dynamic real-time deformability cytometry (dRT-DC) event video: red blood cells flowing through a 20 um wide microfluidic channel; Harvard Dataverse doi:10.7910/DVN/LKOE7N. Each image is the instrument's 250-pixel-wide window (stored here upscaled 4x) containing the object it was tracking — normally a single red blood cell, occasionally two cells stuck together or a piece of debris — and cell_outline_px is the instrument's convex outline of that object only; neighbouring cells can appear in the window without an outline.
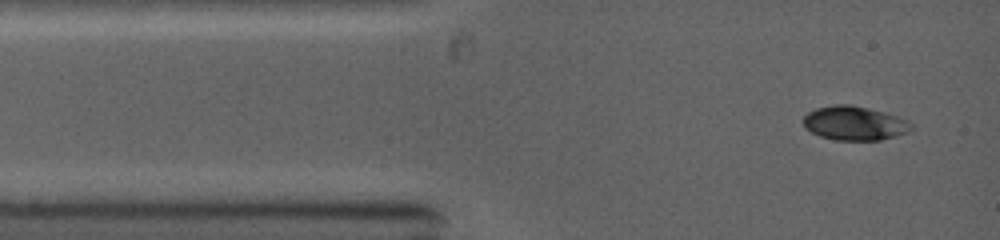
{"species": "common noctule bat (a hibernating species)", "species_latin": "Nyctalus noctula", "temperature_condition": "warm", "stored_images_in_passage": 39, "camera_frame_rate_fps": 5000, "um_per_image_px": 0.085, "animal": {"sex": "female", "body_mass_g": 19.0, "forearm_length_mm": 53.3}, "frame": {"image": 1, "passage_image": 2, "time_ms": 0.4, "image_size_px": [1000, 240], "cell_outline_px": [[912, 128], [908, 132], [880, 140], [836, 140], [820, 136], [804, 128], [804, 116], [808, 112], [816, 108], [836, 104], [848, 104], [868, 108], [884, 112], [896, 116], [912, 124]], "centroid_in_image_um": [72.59, 10.47], "position_along_channel_um": 12.4, "area_um2": 21.21}}
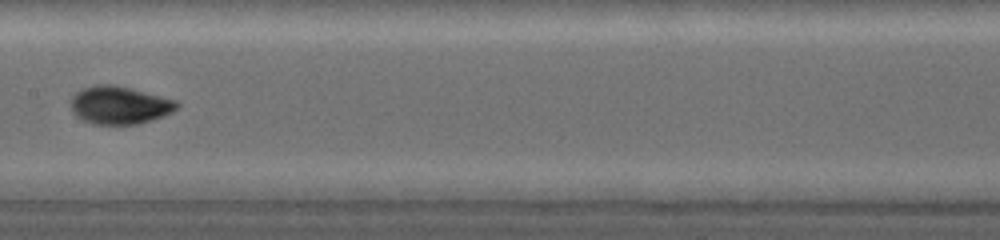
{"frame": {"image": 2, "passage_image": 16, "time_ms": 5.4, "image_size_px": [1000, 240], "cell_outline_px": [[180, 104], [172, 112], [164, 116], [152, 120], [136, 124], [92, 124], [76, 116], [72, 112], [72, 96], [76, 92], [84, 88], [96, 84], [112, 84], [176, 100]], "centroid_in_image_um": [10.15, 8.94], "position_along_channel_um": 197.2, "area_um2": 23.18}}
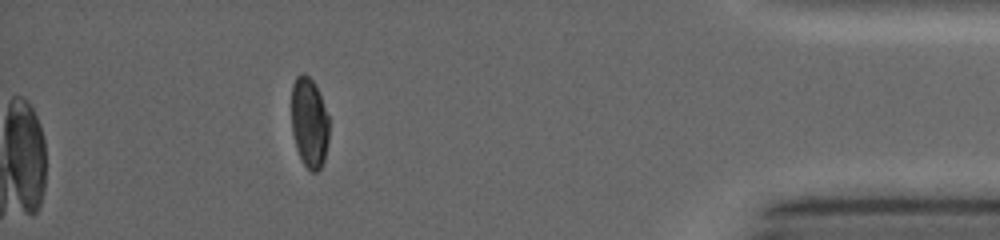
{"frame": {"image": 3, "passage_image": 32, "time_ms": 11.2, "image_size_px": [1000, 240], "cell_outline_px": [[328, 140], [324, 160], [320, 168], [316, 172], [312, 172], [304, 164], [296, 148], [292, 132], [292, 84], [296, 76], [300, 72], [304, 72], [316, 84], [328, 116]], "centroid_in_image_um": [26.28, 10.38], "position_along_channel_um": 408.9, "area_um2": 19.77}}